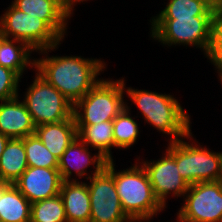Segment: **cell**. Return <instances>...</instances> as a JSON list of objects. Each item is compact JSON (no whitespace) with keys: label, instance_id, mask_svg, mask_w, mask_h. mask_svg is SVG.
Segmentation results:
<instances>
[{"label":"cell","instance_id":"6da1fadb","mask_svg":"<svg viewBox=\"0 0 222 222\" xmlns=\"http://www.w3.org/2000/svg\"><path fill=\"white\" fill-rule=\"evenodd\" d=\"M60 43L37 51L44 57L35 59V71L61 92L73 105L82 99L100 80L105 70L101 59L82 56H48V52L58 49ZM46 55V56H45Z\"/></svg>","mask_w":222,"mask_h":222},{"label":"cell","instance_id":"7a4b0ae2","mask_svg":"<svg viewBox=\"0 0 222 222\" xmlns=\"http://www.w3.org/2000/svg\"><path fill=\"white\" fill-rule=\"evenodd\" d=\"M124 89L128 98L140 110L145 123H149L162 134L170 136L169 142H176L187 136L191 130L190 116L182 108L176 97L132 87Z\"/></svg>","mask_w":222,"mask_h":222},{"label":"cell","instance_id":"3957f363","mask_svg":"<svg viewBox=\"0 0 222 222\" xmlns=\"http://www.w3.org/2000/svg\"><path fill=\"white\" fill-rule=\"evenodd\" d=\"M114 160L105 168L112 174L120 203L125 214L137 222H150L165 208L156 199L148 175L139 162L130 168L115 171Z\"/></svg>","mask_w":222,"mask_h":222},{"label":"cell","instance_id":"277c9868","mask_svg":"<svg viewBox=\"0 0 222 222\" xmlns=\"http://www.w3.org/2000/svg\"><path fill=\"white\" fill-rule=\"evenodd\" d=\"M186 138L192 142L184 141ZM195 142L190 132L176 142H169L165 149L175 158L182 179L189 185L222 180V152H214Z\"/></svg>","mask_w":222,"mask_h":222},{"label":"cell","instance_id":"5b68a950","mask_svg":"<svg viewBox=\"0 0 222 222\" xmlns=\"http://www.w3.org/2000/svg\"><path fill=\"white\" fill-rule=\"evenodd\" d=\"M124 82L101 79L82 99L73 105L76 125H93L113 121L126 107Z\"/></svg>","mask_w":222,"mask_h":222},{"label":"cell","instance_id":"8992f818","mask_svg":"<svg viewBox=\"0 0 222 222\" xmlns=\"http://www.w3.org/2000/svg\"><path fill=\"white\" fill-rule=\"evenodd\" d=\"M213 16H192V18H152L150 37L162 45H183L202 48L208 52L211 42Z\"/></svg>","mask_w":222,"mask_h":222},{"label":"cell","instance_id":"52a82bcc","mask_svg":"<svg viewBox=\"0 0 222 222\" xmlns=\"http://www.w3.org/2000/svg\"><path fill=\"white\" fill-rule=\"evenodd\" d=\"M35 74L23 99L34 125L70 119L73 116V104L38 73Z\"/></svg>","mask_w":222,"mask_h":222},{"label":"cell","instance_id":"ba28073f","mask_svg":"<svg viewBox=\"0 0 222 222\" xmlns=\"http://www.w3.org/2000/svg\"><path fill=\"white\" fill-rule=\"evenodd\" d=\"M0 26L6 38L25 42L35 52L63 42L43 20L18 10L12 3L0 16Z\"/></svg>","mask_w":222,"mask_h":222},{"label":"cell","instance_id":"9c48e42d","mask_svg":"<svg viewBox=\"0 0 222 222\" xmlns=\"http://www.w3.org/2000/svg\"><path fill=\"white\" fill-rule=\"evenodd\" d=\"M183 198L177 222H222V180L189 185Z\"/></svg>","mask_w":222,"mask_h":222},{"label":"cell","instance_id":"30bf717a","mask_svg":"<svg viewBox=\"0 0 222 222\" xmlns=\"http://www.w3.org/2000/svg\"><path fill=\"white\" fill-rule=\"evenodd\" d=\"M89 182L90 222L132 221L123 211L113 176L105 167L89 178Z\"/></svg>","mask_w":222,"mask_h":222},{"label":"cell","instance_id":"8fae6325","mask_svg":"<svg viewBox=\"0 0 222 222\" xmlns=\"http://www.w3.org/2000/svg\"><path fill=\"white\" fill-rule=\"evenodd\" d=\"M143 161L139 163L148 175L156 199L164 208L169 194L176 198L186 194L189 184L180 176L176 160L167 150L157 161Z\"/></svg>","mask_w":222,"mask_h":222},{"label":"cell","instance_id":"7c38bea8","mask_svg":"<svg viewBox=\"0 0 222 222\" xmlns=\"http://www.w3.org/2000/svg\"><path fill=\"white\" fill-rule=\"evenodd\" d=\"M92 155L89 147L76 137L68 148L65 150L61 158L58 160V170L63 181H78L76 178H71L72 174L78 178L89 179L93 175L98 174L106 165L107 160L99 153ZM93 165L95 170L88 174L87 168ZM74 172V173H73Z\"/></svg>","mask_w":222,"mask_h":222},{"label":"cell","instance_id":"4fadbf2b","mask_svg":"<svg viewBox=\"0 0 222 222\" xmlns=\"http://www.w3.org/2000/svg\"><path fill=\"white\" fill-rule=\"evenodd\" d=\"M62 183L58 168L28 167L14 185L32 204L59 195Z\"/></svg>","mask_w":222,"mask_h":222},{"label":"cell","instance_id":"5bb4252c","mask_svg":"<svg viewBox=\"0 0 222 222\" xmlns=\"http://www.w3.org/2000/svg\"><path fill=\"white\" fill-rule=\"evenodd\" d=\"M11 3L20 11L39 17L64 39L68 20L73 14L66 8L63 0H14Z\"/></svg>","mask_w":222,"mask_h":222},{"label":"cell","instance_id":"9a60e30c","mask_svg":"<svg viewBox=\"0 0 222 222\" xmlns=\"http://www.w3.org/2000/svg\"><path fill=\"white\" fill-rule=\"evenodd\" d=\"M20 96L0 102V132L10 139L33 135L35 125Z\"/></svg>","mask_w":222,"mask_h":222},{"label":"cell","instance_id":"2e32d148","mask_svg":"<svg viewBox=\"0 0 222 222\" xmlns=\"http://www.w3.org/2000/svg\"><path fill=\"white\" fill-rule=\"evenodd\" d=\"M59 195L67 222H90L91 203L87 182L63 181Z\"/></svg>","mask_w":222,"mask_h":222},{"label":"cell","instance_id":"e0dca14e","mask_svg":"<svg viewBox=\"0 0 222 222\" xmlns=\"http://www.w3.org/2000/svg\"><path fill=\"white\" fill-rule=\"evenodd\" d=\"M34 134L59 160L71 142L77 137L74 116L58 123L36 126Z\"/></svg>","mask_w":222,"mask_h":222},{"label":"cell","instance_id":"ac0fdd59","mask_svg":"<svg viewBox=\"0 0 222 222\" xmlns=\"http://www.w3.org/2000/svg\"><path fill=\"white\" fill-rule=\"evenodd\" d=\"M31 203L14 184L1 183L0 222H30Z\"/></svg>","mask_w":222,"mask_h":222},{"label":"cell","instance_id":"d6986e66","mask_svg":"<svg viewBox=\"0 0 222 222\" xmlns=\"http://www.w3.org/2000/svg\"><path fill=\"white\" fill-rule=\"evenodd\" d=\"M27 168L23 138L9 139L0 157V183L14 184Z\"/></svg>","mask_w":222,"mask_h":222},{"label":"cell","instance_id":"ffe728a7","mask_svg":"<svg viewBox=\"0 0 222 222\" xmlns=\"http://www.w3.org/2000/svg\"><path fill=\"white\" fill-rule=\"evenodd\" d=\"M77 137L88 147L97 152L107 161H112L114 148L113 121H104L93 125H76Z\"/></svg>","mask_w":222,"mask_h":222},{"label":"cell","instance_id":"44dd1931","mask_svg":"<svg viewBox=\"0 0 222 222\" xmlns=\"http://www.w3.org/2000/svg\"><path fill=\"white\" fill-rule=\"evenodd\" d=\"M32 52L34 51L25 42L5 38L0 46V65L11 69L22 78L27 68L35 66Z\"/></svg>","mask_w":222,"mask_h":222},{"label":"cell","instance_id":"7402d4cb","mask_svg":"<svg viewBox=\"0 0 222 222\" xmlns=\"http://www.w3.org/2000/svg\"><path fill=\"white\" fill-rule=\"evenodd\" d=\"M130 106L126 107L113 120L114 147L128 149L134 145L140 134L137 121L130 115Z\"/></svg>","mask_w":222,"mask_h":222},{"label":"cell","instance_id":"603a6c76","mask_svg":"<svg viewBox=\"0 0 222 222\" xmlns=\"http://www.w3.org/2000/svg\"><path fill=\"white\" fill-rule=\"evenodd\" d=\"M215 11L202 0H168L166 7L152 18H192L214 16Z\"/></svg>","mask_w":222,"mask_h":222},{"label":"cell","instance_id":"cb8c5ba5","mask_svg":"<svg viewBox=\"0 0 222 222\" xmlns=\"http://www.w3.org/2000/svg\"><path fill=\"white\" fill-rule=\"evenodd\" d=\"M30 222H67L61 196L56 195L32 203Z\"/></svg>","mask_w":222,"mask_h":222},{"label":"cell","instance_id":"d4e9b609","mask_svg":"<svg viewBox=\"0 0 222 222\" xmlns=\"http://www.w3.org/2000/svg\"><path fill=\"white\" fill-rule=\"evenodd\" d=\"M28 167L58 168V159L35 135L23 138Z\"/></svg>","mask_w":222,"mask_h":222},{"label":"cell","instance_id":"484cf974","mask_svg":"<svg viewBox=\"0 0 222 222\" xmlns=\"http://www.w3.org/2000/svg\"><path fill=\"white\" fill-rule=\"evenodd\" d=\"M21 77L9 68L0 65V102L19 96Z\"/></svg>","mask_w":222,"mask_h":222},{"label":"cell","instance_id":"4316f807","mask_svg":"<svg viewBox=\"0 0 222 222\" xmlns=\"http://www.w3.org/2000/svg\"><path fill=\"white\" fill-rule=\"evenodd\" d=\"M209 47H222V14L214 13Z\"/></svg>","mask_w":222,"mask_h":222},{"label":"cell","instance_id":"83f0119b","mask_svg":"<svg viewBox=\"0 0 222 222\" xmlns=\"http://www.w3.org/2000/svg\"><path fill=\"white\" fill-rule=\"evenodd\" d=\"M205 57L210 60L215 70H217L218 79L222 84V47H209Z\"/></svg>","mask_w":222,"mask_h":222},{"label":"cell","instance_id":"f1b7e54d","mask_svg":"<svg viewBox=\"0 0 222 222\" xmlns=\"http://www.w3.org/2000/svg\"><path fill=\"white\" fill-rule=\"evenodd\" d=\"M64 4L66 6V8L73 14L74 12V6L76 5V3L78 4L79 2H83V1H88V0H63Z\"/></svg>","mask_w":222,"mask_h":222},{"label":"cell","instance_id":"f546056e","mask_svg":"<svg viewBox=\"0 0 222 222\" xmlns=\"http://www.w3.org/2000/svg\"><path fill=\"white\" fill-rule=\"evenodd\" d=\"M9 137L3 135L1 132H0V157H1V154L3 153L4 149H5V146L7 144V142L9 141Z\"/></svg>","mask_w":222,"mask_h":222},{"label":"cell","instance_id":"4dcf8cb0","mask_svg":"<svg viewBox=\"0 0 222 222\" xmlns=\"http://www.w3.org/2000/svg\"><path fill=\"white\" fill-rule=\"evenodd\" d=\"M202 1L207 3L214 11L220 2V0H202Z\"/></svg>","mask_w":222,"mask_h":222},{"label":"cell","instance_id":"1f68e13d","mask_svg":"<svg viewBox=\"0 0 222 222\" xmlns=\"http://www.w3.org/2000/svg\"><path fill=\"white\" fill-rule=\"evenodd\" d=\"M215 13L222 14V0H220L218 6L216 7Z\"/></svg>","mask_w":222,"mask_h":222},{"label":"cell","instance_id":"d6a6232c","mask_svg":"<svg viewBox=\"0 0 222 222\" xmlns=\"http://www.w3.org/2000/svg\"><path fill=\"white\" fill-rule=\"evenodd\" d=\"M6 38L1 26H0V46H1V43L2 41Z\"/></svg>","mask_w":222,"mask_h":222}]
</instances>
